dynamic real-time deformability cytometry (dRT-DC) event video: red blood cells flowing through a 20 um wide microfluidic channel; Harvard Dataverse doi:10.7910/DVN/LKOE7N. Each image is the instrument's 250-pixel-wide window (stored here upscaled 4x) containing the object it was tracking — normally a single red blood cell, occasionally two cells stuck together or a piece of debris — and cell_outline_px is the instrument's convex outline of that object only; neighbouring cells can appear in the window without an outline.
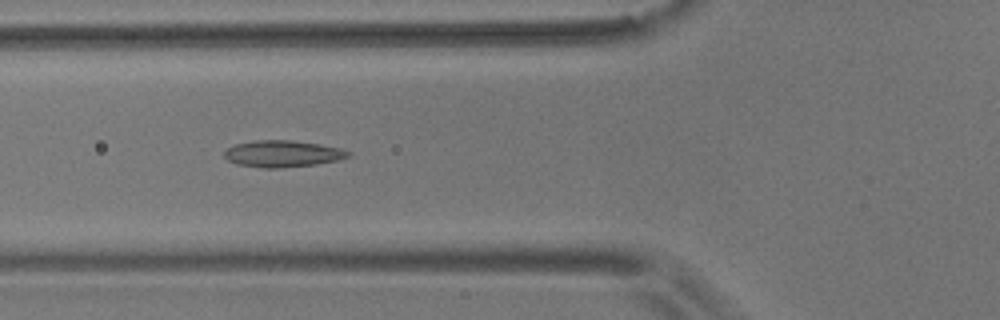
{"species": "common noctule bat (a hibernating species)", "species_latin": "Nyctalus noctula", "temperature_condition": "room temperature", "stored_images_in_passage": 35, "camera_frame_rate_fps": 3000, "um_per_image_px": 0.085, "animal": {"sex": "male", "body_mass_g": 17.9}, "frame": {"image": 1, "passage_image": 5, "time_ms": 1.333, "image_size_px": [1000, 320], "cell_outline_px": [[352, 156], [336, 160], [316, 164], [276, 168], [264, 168], [236, 164], [228, 160], [224, 156], [224, 152], [228, 148], [236, 144], [252, 140], [292, 140], [340, 148], [352, 152]], "centroid_in_image_um": [24.01, 13.06], "position_along_channel_um": 101.8, "area_um2": 19.13}}
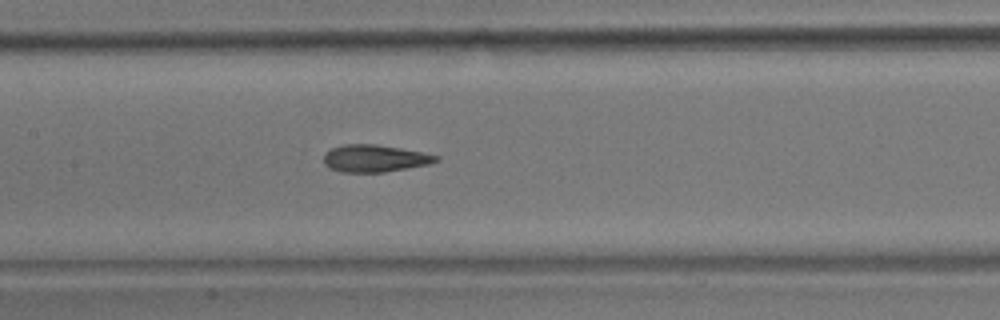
{"frame": {"image": 2, "passage_image": 11, "time_ms": 3.333, "image_size_px": [1000, 320], "cell_outline_px": [[440, 160], [428, 164], [384, 172], [340, 172], [328, 168], [324, 164], [324, 152], [332, 148], [344, 144], [376, 144], [400, 148], [440, 156]], "centroid_in_image_um": [31.81, 13.46], "position_along_channel_um": 175.6, "area_um2": 17.8}}
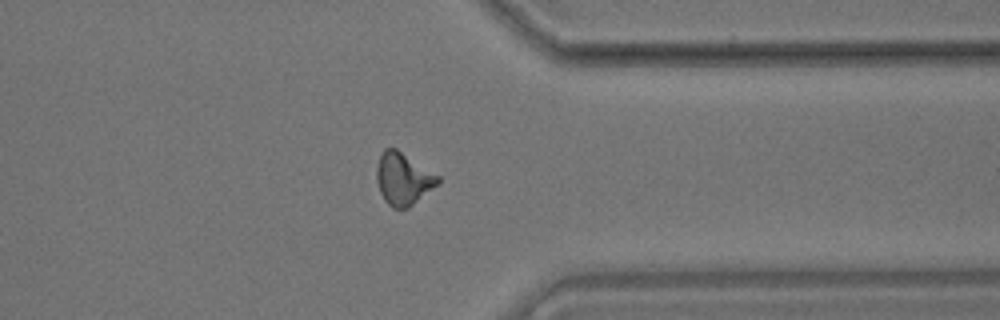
{"frame": {"image": 3, "passage_image": 28, "time_ms": 9.0, "image_size_px": [1000, 320], "cell_outline_px": [[440, 180], [436, 184], [408, 208], [392, 208], [384, 200], [380, 192], [376, 180], [376, 168], [380, 156], [384, 148], [396, 148], [440, 176]], "centroid_in_image_um": [34.23, 15.18], "position_along_channel_um": 377.2, "area_um2": 18.38}, "authors_computed_cell_mechanics": {"area_um2": 17.8024, "velocity_mm_per_s": 3.6576, "shape_relaxation_time_tau1_ms": 8.4334, "shape_relaxation_time_tau2_ms": 2.1596, "deformation_change_tau1": 0.2128, "deformation_change_tau2": 0.1092}}